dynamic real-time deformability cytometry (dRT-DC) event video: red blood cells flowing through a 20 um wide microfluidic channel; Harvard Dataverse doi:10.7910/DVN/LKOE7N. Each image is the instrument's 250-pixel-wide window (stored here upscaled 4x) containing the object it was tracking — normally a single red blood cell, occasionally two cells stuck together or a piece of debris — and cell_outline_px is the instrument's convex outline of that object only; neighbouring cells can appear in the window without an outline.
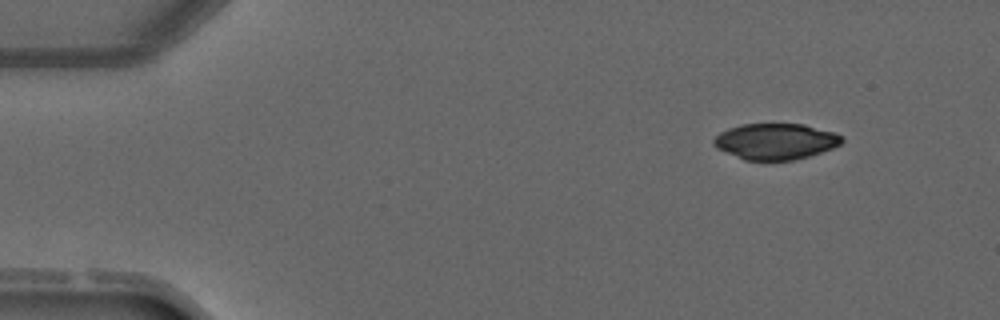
{"species": "common noctule bat (a hibernating species)", "species_latin": "Nyctalus noctula", "temperature_condition": "warm", "stored_images_in_passage": 2, "camera_frame_rate_fps": 3000, "um_per_image_px": 0.085, "animal": {"sex": "male", "forearm_length_mm": 52.5}, "frame": {"image": 1, "passage_image": 1, "time_ms": 0.0, "image_size_px": [1000, 320], "cell_outline_px": [[844, 140], [840, 144], [832, 148], [808, 156], [792, 160], [744, 160], [716, 148], [712, 144], [712, 140], [720, 132], [728, 128], [744, 124], [804, 124], [836, 132], [844, 136]], "centroid_in_image_um": [65.93, 12.01], "position_along_channel_um": 19.1, "area_um2": 26.99}}